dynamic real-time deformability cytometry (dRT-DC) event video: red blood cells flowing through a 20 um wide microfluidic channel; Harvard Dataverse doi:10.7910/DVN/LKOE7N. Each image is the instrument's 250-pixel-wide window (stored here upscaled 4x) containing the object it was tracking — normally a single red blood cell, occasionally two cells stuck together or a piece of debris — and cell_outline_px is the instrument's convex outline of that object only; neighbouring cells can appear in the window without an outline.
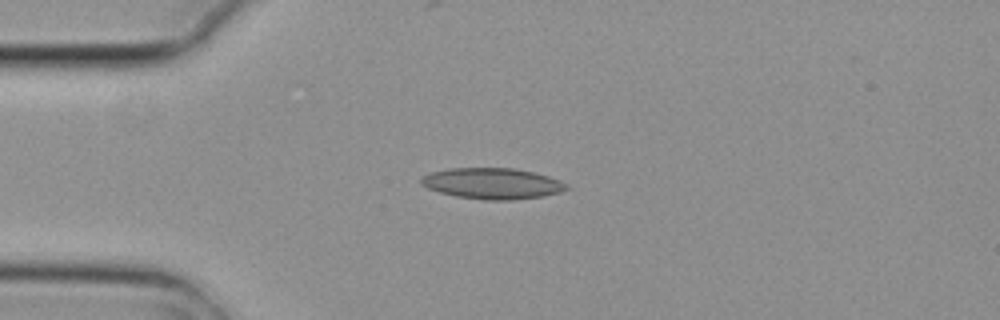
{"species": "common noctule bat (a hibernating species)", "species_latin": "Nyctalus noctula", "temperature_condition": "cold", "stored_images_in_passage": 5, "camera_frame_rate_fps": 3000, "um_per_image_px": 0.085, "animal": {"sex": "female", "body_mass_g": 29.2, "forearm_length_mm": 56.3}, "frame": {"image": 1, "passage_image": 1, "time_ms": 0.0, "image_size_px": [1000, 320], "cell_outline_px": [[568, 188], [560, 192], [544, 196], [512, 200], [484, 200], [456, 196], [440, 192], [428, 188], [420, 184], [420, 176], [432, 172], [448, 168], [512, 168], [532, 172], [548, 176], [560, 180], [568, 184]], "centroid_in_image_um": [41.83, 15.6], "position_along_channel_um": 43.2, "area_um2": 26.3}}
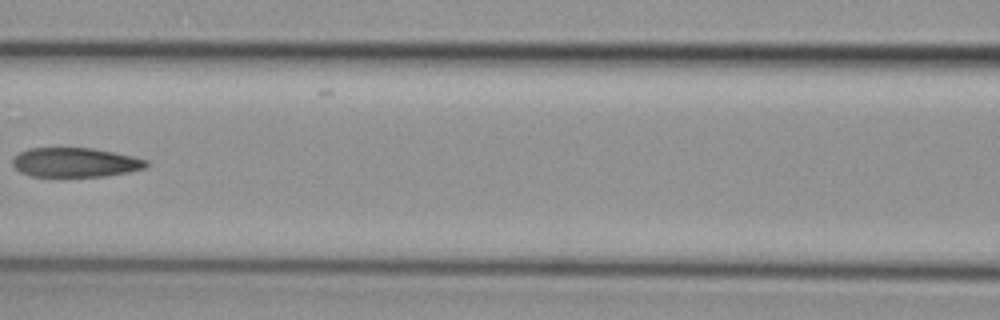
{"frame": {"image": 2, "passage_image": 4, "time_ms": 1.0, "image_size_px": [1000, 320], "cell_outline_px": [[148, 164], [144, 168], [128, 172], [104, 176], [64, 180], [60, 180], [32, 176], [20, 172], [12, 164], [12, 160], [20, 152], [28, 148], [92, 148], [116, 152], [148, 160]], "centroid_in_image_um": [6.36, 13.86], "position_along_channel_um": 160.2, "area_um2": 23.87}}
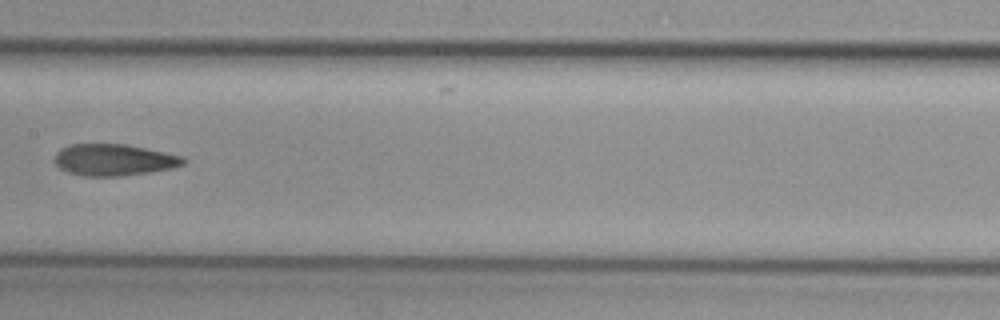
{"frame": {"image": 3, "passage_image": 5, "time_ms": 1.333, "image_size_px": [1000, 320], "cell_outline_px": [[188, 160], [184, 164], [172, 168], [152, 172], [120, 176], [80, 176], [68, 172], [60, 168], [52, 160], [56, 152], [60, 148], [68, 144], [124, 144], [184, 156]], "centroid_in_image_um": [9.66, 13.59], "position_along_channel_um": 197.7, "area_um2": 23.99}}